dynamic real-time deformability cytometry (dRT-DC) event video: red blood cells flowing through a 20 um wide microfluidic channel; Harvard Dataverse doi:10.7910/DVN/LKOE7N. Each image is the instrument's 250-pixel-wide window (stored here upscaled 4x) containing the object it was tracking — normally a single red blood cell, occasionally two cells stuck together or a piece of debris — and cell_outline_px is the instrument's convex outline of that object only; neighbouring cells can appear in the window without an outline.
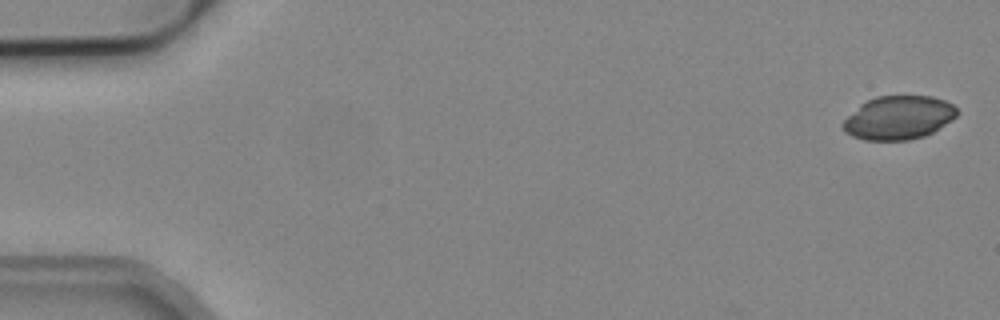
{"species": "common noctule bat (a hibernating species)", "species_latin": "Nyctalus noctula", "temperature_condition": "cold", "stored_images_in_passage": 3, "camera_frame_rate_fps": 3000, "um_per_image_px": 0.085, "animal": {"sex": "male", "body_mass_g": 19.2, "forearm_length_mm": 51.8}, "frame": {"image": 1, "passage_image": 1, "time_ms": 0.0, "image_size_px": [1000, 320], "cell_outline_px": [[960, 112], [952, 120], [932, 132], [924, 136], [908, 140], [864, 140], [852, 136], [844, 132], [840, 124], [860, 104], [876, 96], [932, 96], [944, 100], [952, 104]], "centroid_in_image_um": [76.37, 10.0], "position_along_channel_um": 8.6, "area_um2": 29.02}}